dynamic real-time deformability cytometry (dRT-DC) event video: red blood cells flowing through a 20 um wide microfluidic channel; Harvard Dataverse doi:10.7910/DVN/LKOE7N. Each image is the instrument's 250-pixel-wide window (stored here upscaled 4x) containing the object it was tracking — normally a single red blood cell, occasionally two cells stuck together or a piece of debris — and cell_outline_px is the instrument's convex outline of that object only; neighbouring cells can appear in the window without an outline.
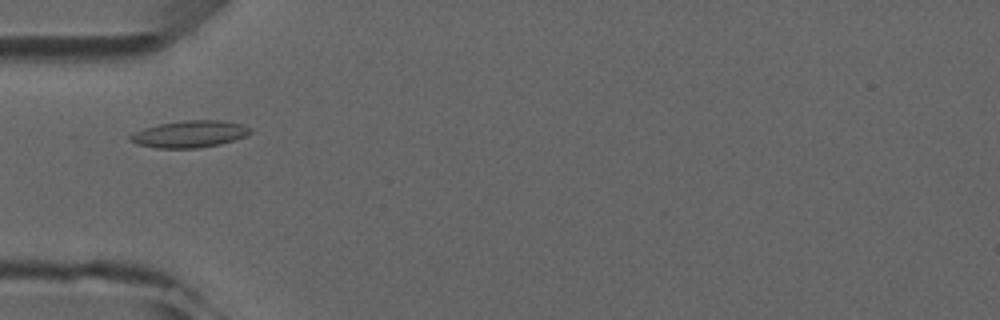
{"species": "common noctule bat (a hibernating species)", "species_latin": "Nyctalus noctula", "temperature_condition": "room temperature", "stored_images_in_passage": 1, "camera_frame_rate_fps": 3000, "um_per_image_px": 0.085, "animal": {"sex": "male", "forearm_length_mm": 52.5}, "frame": {"image": 1, "passage_image": 1, "time_ms": 0.0, "image_size_px": [1000, 320], "cell_outline_px": [[252, 132], [244, 136], [220, 144], [196, 148], [156, 148], [136, 144], [128, 140], [128, 136], [144, 128], [160, 124], [184, 120], [220, 120], [244, 124], [252, 128]], "centroid_in_image_um": [16.12, 11.39], "position_along_channel_um": 68.9, "area_um2": 18.79}}